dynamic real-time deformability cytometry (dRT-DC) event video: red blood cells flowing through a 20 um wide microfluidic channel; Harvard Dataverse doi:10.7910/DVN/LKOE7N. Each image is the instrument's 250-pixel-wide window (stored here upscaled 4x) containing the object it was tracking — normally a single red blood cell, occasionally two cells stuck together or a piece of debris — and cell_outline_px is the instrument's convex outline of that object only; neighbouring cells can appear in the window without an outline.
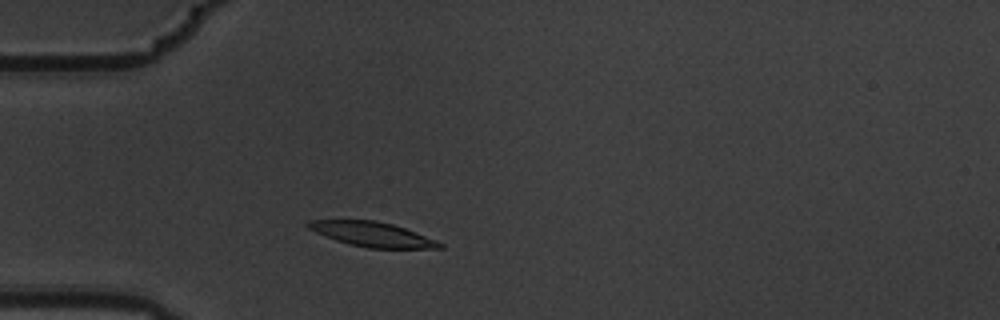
{"species": "common noctule bat (a hibernating species)", "species_latin": "Nyctalus noctula", "temperature_condition": "warm", "stored_images_in_passage": 3, "camera_frame_rate_fps": 3000, "um_per_image_px": 0.085, "animal": {"sex": "male", "body_mass_g": 19.5, "forearm_length_mm": 54.6}, "frame": {"image": 1, "passage_image": 3, "time_ms": 0.667, "image_size_px": [1000, 320], "cell_outline_px": [[444, 248], [368, 248], [348, 244], [324, 236], [308, 228], [304, 224], [308, 220], [376, 220], [392, 224], [416, 232], [436, 240], [444, 244]], "centroid_in_image_um": [31.62, 19.91], "position_along_channel_um": 53.4, "area_um2": 18.9}}